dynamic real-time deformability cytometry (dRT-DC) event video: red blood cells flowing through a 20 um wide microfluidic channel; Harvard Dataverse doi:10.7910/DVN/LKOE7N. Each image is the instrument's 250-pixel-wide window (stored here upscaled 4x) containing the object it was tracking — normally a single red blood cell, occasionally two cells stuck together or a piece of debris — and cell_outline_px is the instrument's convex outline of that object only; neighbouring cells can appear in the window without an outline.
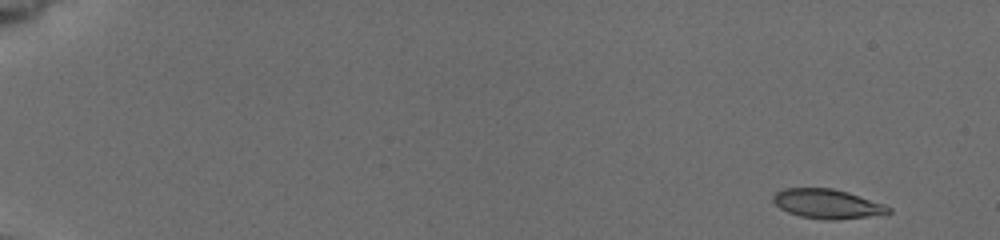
{"species": "common noctule bat (a hibernating species)", "species_latin": "Nyctalus noctula", "temperature_condition": "cold", "stored_images_in_passage": 51, "camera_frame_rate_fps": 3000, "um_per_image_px": 0.085, "animal": {"sex": "female", "body_mass_g": 19.5, "forearm_length_mm": 54.1}, "frame": {"image": 1, "passage_image": 1, "time_ms": 0.0, "image_size_px": [1000, 240], "cell_outline_px": [[892, 212], [868, 216], [832, 220], [824, 220], [800, 216], [788, 212], [780, 208], [772, 200], [772, 196], [776, 192], [784, 188], [832, 188], [848, 192], [884, 204], [892, 208]], "centroid_in_image_um": [70.3, 17.32], "position_along_channel_um": 14.7, "area_um2": 19.65}}
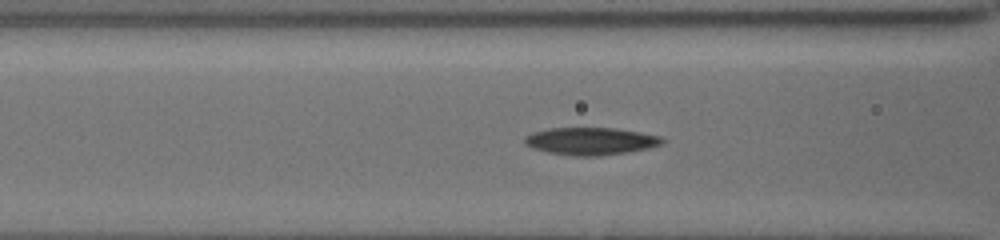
{"frame": {"image": 2, "passage_image": 23, "time_ms": 7.0, "image_size_px": [1000, 240], "cell_outline_px": [[664, 144], [648, 148], [628, 152], [600, 156], [572, 156], [548, 152], [532, 148], [524, 144], [524, 136], [532, 132], [548, 128], [616, 128], [664, 136]], "centroid_in_image_um": [50.22, 12.0], "position_along_channel_um": 116.4, "area_um2": 22.31}}
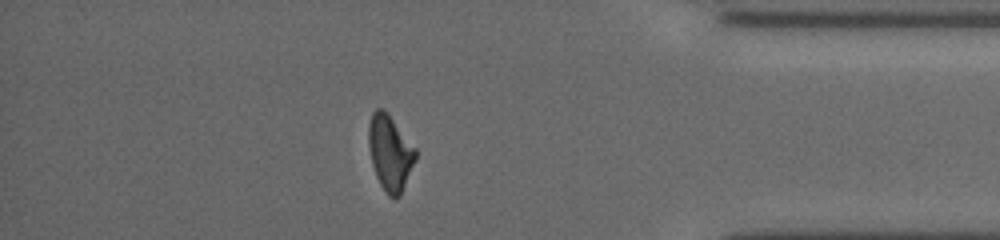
{"frame": {"image": 3, "passage_image": 44, "time_ms": 15.0, "image_size_px": [1000, 240], "cell_outline_px": [[416, 160], [400, 196], [388, 196], [384, 192], [376, 176], [372, 164], [368, 144], [368, 124], [372, 112], [376, 108], [384, 108], [388, 112], [416, 148]], "centroid_in_image_um": [33.15, 12.95], "position_along_channel_um": 402.1, "area_um2": 20.87}, "authors_computed_cell_mechanics": {"area_um2": 20.9236, "velocity_mm_per_s": 3.854, "shape_relaxation_time_tau1_ms": 5.5584, "shape_relaxation_time_tau2_ms": 8.785, "deformation_change_tau1": 0.1832, "deformation_change_tau2": 0.1729}}